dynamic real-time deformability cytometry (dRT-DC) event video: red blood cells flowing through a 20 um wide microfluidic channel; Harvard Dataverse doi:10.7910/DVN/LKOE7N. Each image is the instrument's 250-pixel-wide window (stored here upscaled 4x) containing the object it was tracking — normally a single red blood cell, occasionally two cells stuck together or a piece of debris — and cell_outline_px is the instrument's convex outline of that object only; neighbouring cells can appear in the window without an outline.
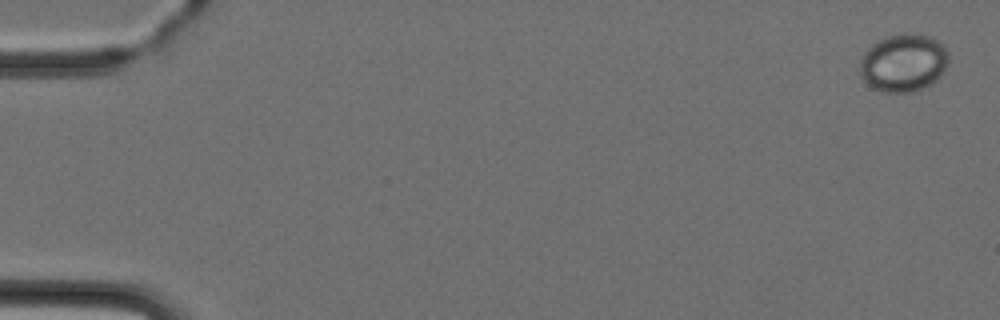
{"species": "Egyptian fruit bat (a non-hibernating species)", "species_latin": "Rousettus aegyptiacus", "temperature_condition": "cold", "stored_images_in_passage": 5, "camera_frame_rate_fps": 3000, "um_per_image_px": 0.085, "animal": {"sex": "female"}, "frame": {"image": 1, "passage_image": 1, "time_ms": 0.0, "image_size_px": [1000, 320], "cell_outline_px": [[948, 64], [944, 72], [936, 80], [912, 92], [884, 92], [872, 88], [860, 76], [860, 60], [864, 52], [872, 44], [888, 36], [904, 32], [912, 32], [932, 36], [944, 44], [948, 52]], "centroid_in_image_um": [76.81, 5.31], "position_along_channel_um": 8.2, "area_um2": 30.23}}
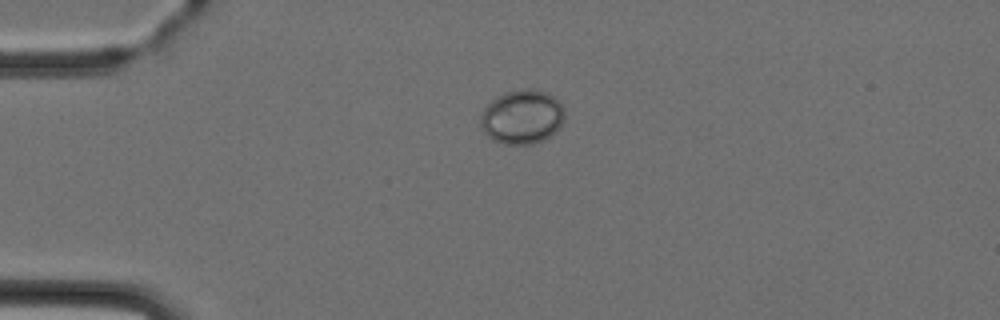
{"frame": {"image": 2, "passage_image": 4, "time_ms": 3.667, "image_size_px": [1000, 320], "cell_outline_px": [[564, 120], [544, 140], [532, 144], [504, 144], [492, 140], [484, 132], [480, 124], [480, 116], [484, 108], [496, 96], [504, 92], [524, 88], [536, 88], [548, 92], [560, 100], [564, 108]], "centroid_in_image_um": [44.37, 9.9], "position_along_channel_um": 40.6, "area_um2": 26.82}}